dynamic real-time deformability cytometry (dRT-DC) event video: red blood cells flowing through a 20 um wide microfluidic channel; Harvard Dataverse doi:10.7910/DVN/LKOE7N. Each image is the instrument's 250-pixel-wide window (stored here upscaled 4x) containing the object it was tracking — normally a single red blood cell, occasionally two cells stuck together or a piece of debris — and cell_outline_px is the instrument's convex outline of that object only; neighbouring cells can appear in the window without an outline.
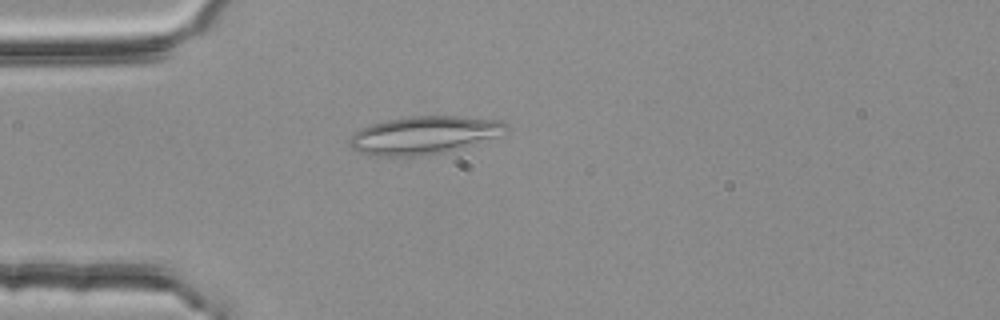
{"species": "common noctule bat (a hibernating species)", "species_latin": "Nyctalus noctula", "temperature_condition": "room temperature", "stored_images_in_passage": 42, "camera_frame_rate_fps": 3000, "um_per_image_px": 0.085, "animal": {"sex": "female", "body_mass_g": 25.1}, "frame": {"image": 1, "passage_image": 3, "time_ms": 0.667, "image_size_px": [1000, 320], "cell_outline_px": [[508, 128], [492, 136], [460, 148], [420, 156], [376, 156], [360, 152], [352, 148], [348, 144], [348, 140], [360, 128], [372, 124], [388, 120], [408, 116], [460, 116], [500, 120], [508, 124]], "centroid_in_image_um": [35.95, 11.48], "position_along_channel_um": 49.0, "area_um2": 33.87}}
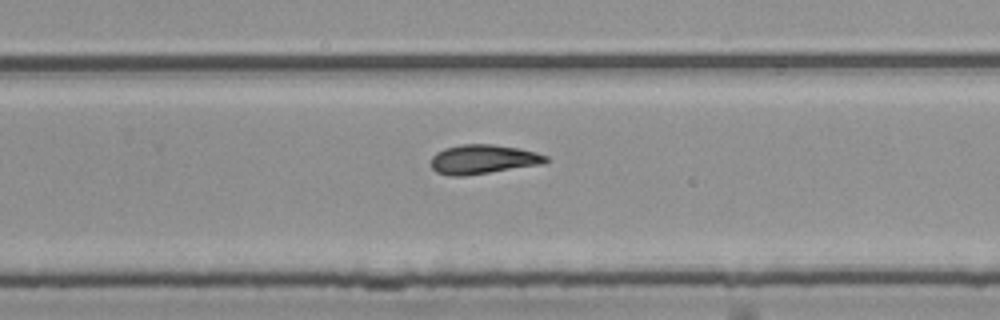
{"frame": {"image": 2, "passage_image": 23, "time_ms": 7.333, "image_size_px": [1000, 320], "cell_outline_px": [[548, 160], [540, 164], [464, 176], [448, 176], [436, 172], [432, 168], [432, 156], [436, 152], [444, 148], [460, 144], [492, 144], [520, 148], [536, 152], [548, 156]], "centroid_in_image_um": [41.02, 13.53], "position_along_channel_um": 288.8, "area_um2": 19.54}}
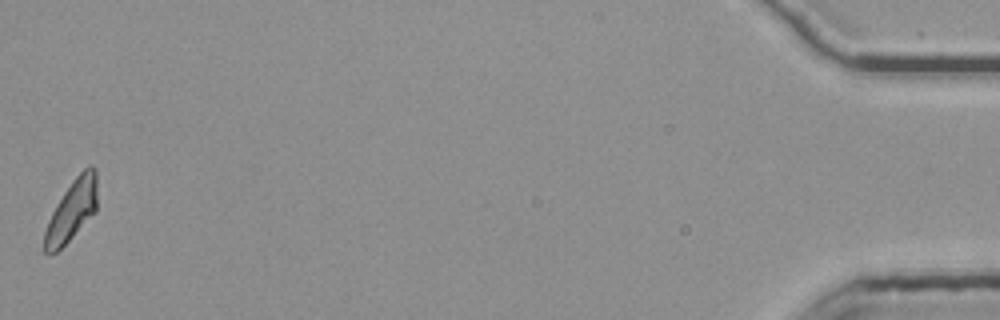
{"frame": {"image": 3, "passage_image": 42, "time_ms": 13.667, "image_size_px": [1000, 320], "cell_outline_px": [[96, 212], [56, 252], [44, 252], [44, 232], [48, 220], [56, 204], [72, 180], [88, 164], [92, 164], [96, 168]], "centroid_in_image_um": [6.11, 17.83], "position_along_channel_um": 429.1, "area_um2": 18.5}, "authors_computed_cell_mechanics": {"area_um2": 19.4208, "velocity_mm_per_s": 3.7907, "shape_relaxation_time_tau1_ms": null, "shape_relaxation_time_tau2_ms": 9.493, "deformation_change_tau1": null, "deformation_change_tau2": 0.1924}}